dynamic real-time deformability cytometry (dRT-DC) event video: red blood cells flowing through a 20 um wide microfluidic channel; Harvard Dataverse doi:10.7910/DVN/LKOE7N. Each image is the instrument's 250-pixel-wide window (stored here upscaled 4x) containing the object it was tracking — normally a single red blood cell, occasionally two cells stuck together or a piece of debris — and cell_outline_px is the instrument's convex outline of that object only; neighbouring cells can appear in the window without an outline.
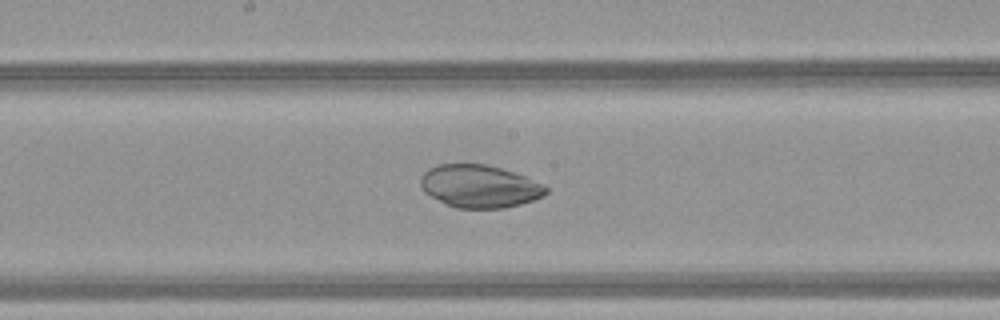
{"species": "common noctule bat (a hibernating species)", "species_latin": "Nyctalus noctula", "temperature_condition": "warm", "stored_images_in_passage": 49, "camera_frame_rate_fps": 3000, "um_per_image_px": 0.085, "animal": {"sex": "female", "body_mass_g": 21.9}, "frame": {"image": 1, "passage_image": 27, "time_ms": 8.667, "image_size_px": [1000, 320], "cell_outline_px": [[548, 192], [544, 196], [520, 204], [504, 208], [456, 208], [444, 204], [424, 192], [420, 188], [420, 176], [428, 168], [436, 164], [488, 164], [528, 176], [544, 184], [548, 188]], "centroid_in_image_um": [40.75, 15.82], "position_along_channel_um": 207.4, "area_um2": 31.73}}
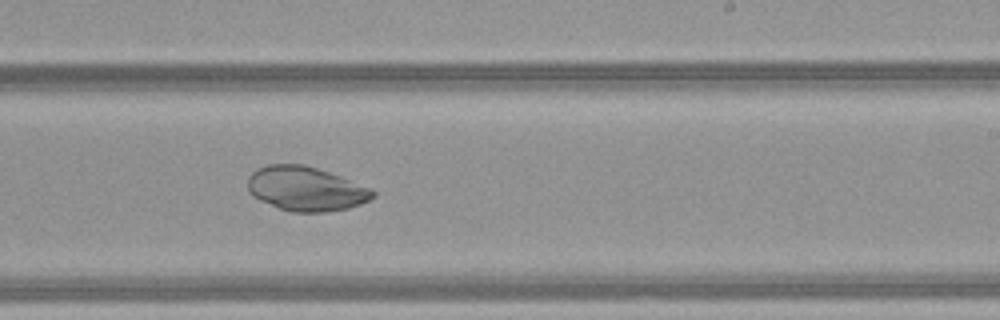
{"frame": {"image": 2, "passage_image": 31, "time_ms": 10.0, "image_size_px": [1000, 320], "cell_outline_px": [[376, 196], [360, 204], [348, 208], [324, 212], [292, 212], [280, 208], [260, 200], [252, 196], [248, 192], [248, 176], [256, 168], [268, 164], [304, 164], [340, 176], [372, 188], [376, 192]], "centroid_in_image_um": [25.99, 16.04], "position_along_channel_um": 263.0, "area_um2": 32.37}}
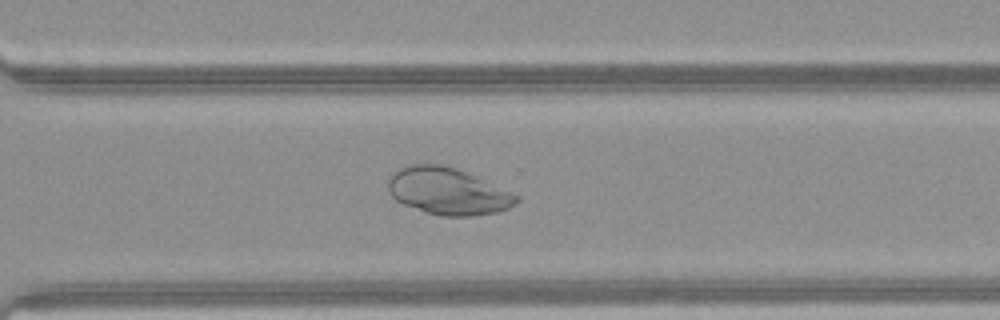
{"frame": {"image": 3, "passage_image": 36, "time_ms": 11.667, "image_size_px": [1000, 320], "cell_outline_px": [[520, 200], [516, 204], [508, 208], [496, 212], [472, 216], [440, 216], [404, 204], [396, 200], [388, 192], [388, 180], [400, 168], [408, 164], [440, 164], [456, 168], [520, 196]], "centroid_in_image_um": [38.07, 16.26], "position_along_channel_um": 332.5, "area_um2": 34.68}}